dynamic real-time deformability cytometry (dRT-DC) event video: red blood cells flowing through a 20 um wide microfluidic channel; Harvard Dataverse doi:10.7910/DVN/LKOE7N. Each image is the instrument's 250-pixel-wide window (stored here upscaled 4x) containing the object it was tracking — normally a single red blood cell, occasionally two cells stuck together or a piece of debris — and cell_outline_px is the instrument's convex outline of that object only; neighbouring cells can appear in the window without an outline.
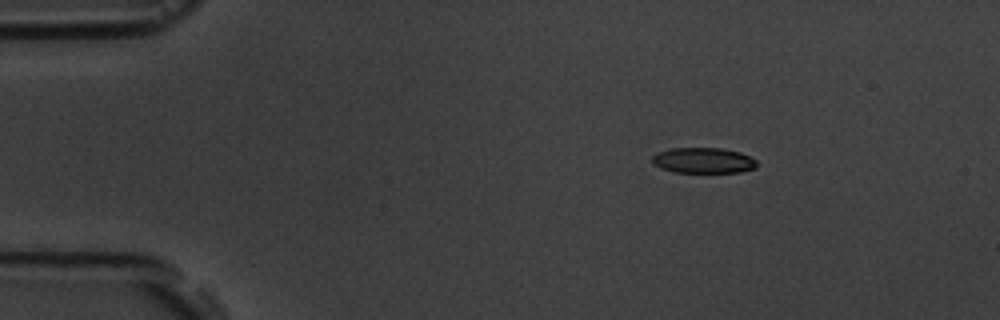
{"species": "common noctule bat (a hibernating species)", "species_latin": "Nyctalus noctula", "temperature_condition": "room temperature", "stored_images_in_passage": 4, "camera_frame_rate_fps": 3000, "um_per_image_px": 0.085, "animal": {"sex": "male", "body_mass_g": 19.5, "forearm_length_mm": 54.6}, "frame": {"image": 1, "passage_image": 2, "time_ms": 1.0, "image_size_px": [1000, 320], "cell_outline_px": [[756, 168], [740, 172], [676, 172], [660, 168], [652, 164], [652, 156], [656, 152], [672, 148], [720, 148], [740, 152], [756, 160]], "centroid_in_image_um": [59.75, 13.63], "position_along_channel_um": 25.3, "area_um2": 15.61}}
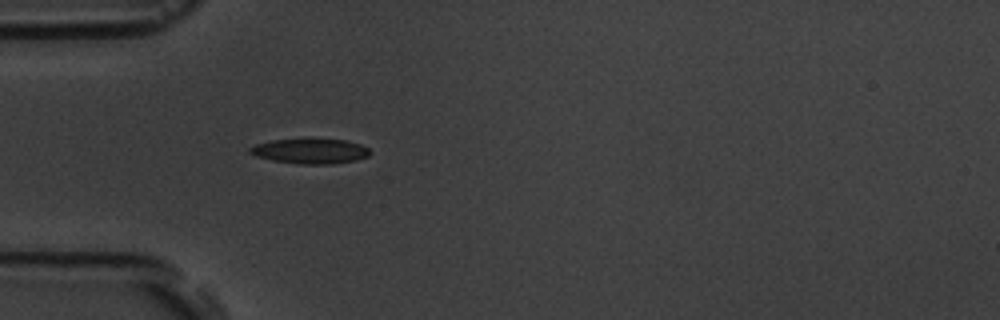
{"frame": {"image": 2, "passage_image": 4, "time_ms": 3.667, "image_size_px": [1000, 320], "cell_outline_px": [[372, 152], [368, 156], [356, 160], [332, 164], [300, 164], [272, 160], [256, 156], [248, 152], [248, 148], [256, 144], [272, 140], [312, 136], [348, 140], [360, 144], [368, 148]], "centroid_in_image_um": [26.39, 12.8], "position_along_channel_um": 58.6, "area_um2": 18.38}}